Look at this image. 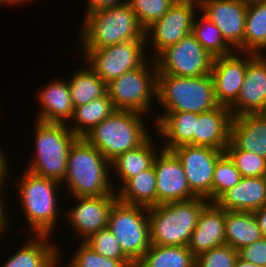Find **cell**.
Wrapping results in <instances>:
<instances>
[{
	"instance_id": "6da1fadb",
	"label": "cell",
	"mask_w": 266,
	"mask_h": 267,
	"mask_svg": "<svg viewBox=\"0 0 266 267\" xmlns=\"http://www.w3.org/2000/svg\"><path fill=\"white\" fill-rule=\"evenodd\" d=\"M111 163L83 137L71 145L63 180L72 197L116 194L109 177Z\"/></svg>"
},
{
	"instance_id": "7a4b0ae2",
	"label": "cell",
	"mask_w": 266,
	"mask_h": 267,
	"mask_svg": "<svg viewBox=\"0 0 266 267\" xmlns=\"http://www.w3.org/2000/svg\"><path fill=\"white\" fill-rule=\"evenodd\" d=\"M85 20V21H84ZM79 49H99L131 40H146L136 14L127 3L85 15Z\"/></svg>"
},
{
	"instance_id": "3957f363",
	"label": "cell",
	"mask_w": 266,
	"mask_h": 267,
	"mask_svg": "<svg viewBox=\"0 0 266 267\" xmlns=\"http://www.w3.org/2000/svg\"><path fill=\"white\" fill-rule=\"evenodd\" d=\"M143 115L132 110H116L83 138L111 163L119 155L138 148L150 137Z\"/></svg>"
},
{
	"instance_id": "277c9868",
	"label": "cell",
	"mask_w": 266,
	"mask_h": 267,
	"mask_svg": "<svg viewBox=\"0 0 266 267\" xmlns=\"http://www.w3.org/2000/svg\"><path fill=\"white\" fill-rule=\"evenodd\" d=\"M209 201L195 197L149 208L150 240L158 246H187L203 207Z\"/></svg>"
},
{
	"instance_id": "5b68a950",
	"label": "cell",
	"mask_w": 266,
	"mask_h": 267,
	"mask_svg": "<svg viewBox=\"0 0 266 267\" xmlns=\"http://www.w3.org/2000/svg\"><path fill=\"white\" fill-rule=\"evenodd\" d=\"M156 100L163 112L200 114L218 106L211 74L188 78L157 74Z\"/></svg>"
},
{
	"instance_id": "8992f818",
	"label": "cell",
	"mask_w": 266,
	"mask_h": 267,
	"mask_svg": "<svg viewBox=\"0 0 266 267\" xmlns=\"http://www.w3.org/2000/svg\"><path fill=\"white\" fill-rule=\"evenodd\" d=\"M35 123V153L26 170L62 183L67 170L70 147L78 136L64 123Z\"/></svg>"
},
{
	"instance_id": "52a82bcc",
	"label": "cell",
	"mask_w": 266,
	"mask_h": 267,
	"mask_svg": "<svg viewBox=\"0 0 266 267\" xmlns=\"http://www.w3.org/2000/svg\"><path fill=\"white\" fill-rule=\"evenodd\" d=\"M22 175L18 183V196L26 220L34 231L33 235H50L57 225L59 212H57L56 190L61 183L35 175L28 170Z\"/></svg>"
},
{
	"instance_id": "ba28073f",
	"label": "cell",
	"mask_w": 266,
	"mask_h": 267,
	"mask_svg": "<svg viewBox=\"0 0 266 267\" xmlns=\"http://www.w3.org/2000/svg\"><path fill=\"white\" fill-rule=\"evenodd\" d=\"M108 227L123 253L136 264L151 246L149 208L119 202L108 215Z\"/></svg>"
},
{
	"instance_id": "9c48e42d",
	"label": "cell",
	"mask_w": 266,
	"mask_h": 267,
	"mask_svg": "<svg viewBox=\"0 0 266 267\" xmlns=\"http://www.w3.org/2000/svg\"><path fill=\"white\" fill-rule=\"evenodd\" d=\"M150 60V63L145 62L107 84V93L117 110L145 114L152 109V99H156L158 71L155 60Z\"/></svg>"
},
{
	"instance_id": "30bf717a",
	"label": "cell",
	"mask_w": 266,
	"mask_h": 267,
	"mask_svg": "<svg viewBox=\"0 0 266 267\" xmlns=\"http://www.w3.org/2000/svg\"><path fill=\"white\" fill-rule=\"evenodd\" d=\"M214 59L192 34L166 47L154 58L157 74L186 78L211 74Z\"/></svg>"
},
{
	"instance_id": "8fae6325",
	"label": "cell",
	"mask_w": 266,
	"mask_h": 267,
	"mask_svg": "<svg viewBox=\"0 0 266 267\" xmlns=\"http://www.w3.org/2000/svg\"><path fill=\"white\" fill-rule=\"evenodd\" d=\"M148 40H131L99 49H80L88 66L106 83L141 67L146 61ZM84 51V52H83Z\"/></svg>"
},
{
	"instance_id": "7c38bea8",
	"label": "cell",
	"mask_w": 266,
	"mask_h": 267,
	"mask_svg": "<svg viewBox=\"0 0 266 267\" xmlns=\"http://www.w3.org/2000/svg\"><path fill=\"white\" fill-rule=\"evenodd\" d=\"M196 8L199 9V0H176L158 21L145 30V39L150 38L155 48L153 59L166 47L191 34Z\"/></svg>"
},
{
	"instance_id": "4fadbf2b",
	"label": "cell",
	"mask_w": 266,
	"mask_h": 267,
	"mask_svg": "<svg viewBox=\"0 0 266 267\" xmlns=\"http://www.w3.org/2000/svg\"><path fill=\"white\" fill-rule=\"evenodd\" d=\"M172 151L182 163L190 190L197 197L212 202L214 169L224 151L195 145H182Z\"/></svg>"
},
{
	"instance_id": "5bb4252c",
	"label": "cell",
	"mask_w": 266,
	"mask_h": 267,
	"mask_svg": "<svg viewBox=\"0 0 266 267\" xmlns=\"http://www.w3.org/2000/svg\"><path fill=\"white\" fill-rule=\"evenodd\" d=\"M199 9L217 26L233 50L243 52L247 10V3L245 1L199 0Z\"/></svg>"
},
{
	"instance_id": "9a60e30c",
	"label": "cell",
	"mask_w": 266,
	"mask_h": 267,
	"mask_svg": "<svg viewBox=\"0 0 266 267\" xmlns=\"http://www.w3.org/2000/svg\"><path fill=\"white\" fill-rule=\"evenodd\" d=\"M158 154L153 163L157 185V205L197 197L190 190L182 163L177 155L163 148Z\"/></svg>"
},
{
	"instance_id": "2e32d148",
	"label": "cell",
	"mask_w": 266,
	"mask_h": 267,
	"mask_svg": "<svg viewBox=\"0 0 266 267\" xmlns=\"http://www.w3.org/2000/svg\"><path fill=\"white\" fill-rule=\"evenodd\" d=\"M262 54L247 53L244 83L237 101L229 108L233 117L266 113V56Z\"/></svg>"
},
{
	"instance_id": "e0dca14e",
	"label": "cell",
	"mask_w": 266,
	"mask_h": 267,
	"mask_svg": "<svg viewBox=\"0 0 266 267\" xmlns=\"http://www.w3.org/2000/svg\"><path fill=\"white\" fill-rule=\"evenodd\" d=\"M242 54L245 59L236 52L214 59L211 76L219 106L230 108L237 101L247 70V55L246 52Z\"/></svg>"
},
{
	"instance_id": "ac0fdd59",
	"label": "cell",
	"mask_w": 266,
	"mask_h": 267,
	"mask_svg": "<svg viewBox=\"0 0 266 267\" xmlns=\"http://www.w3.org/2000/svg\"><path fill=\"white\" fill-rule=\"evenodd\" d=\"M74 198L77 204L68 211V220L84 242L92 234L108 227V215L117 201V194Z\"/></svg>"
},
{
	"instance_id": "d6986e66",
	"label": "cell",
	"mask_w": 266,
	"mask_h": 267,
	"mask_svg": "<svg viewBox=\"0 0 266 267\" xmlns=\"http://www.w3.org/2000/svg\"><path fill=\"white\" fill-rule=\"evenodd\" d=\"M225 213L226 210L215 202H208L203 207L187 245L195 257L226 244Z\"/></svg>"
},
{
	"instance_id": "ffe728a7",
	"label": "cell",
	"mask_w": 266,
	"mask_h": 267,
	"mask_svg": "<svg viewBox=\"0 0 266 267\" xmlns=\"http://www.w3.org/2000/svg\"><path fill=\"white\" fill-rule=\"evenodd\" d=\"M232 113L229 108H216L198 114L194 145L225 151L230 141Z\"/></svg>"
},
{
	"instance_id": "44dd1931",
	"label": "cell",
	"mask_w": 266,
	"mask_h": 267,
	"mask_svg": "<svg viewBox=\"0 0 266 267\" xmlns=\"http://www.w3.org/2000/svg\"><path fill=\"white\" fill-rule=\"evenodd\" d=\"M215 203L226 211L253 212L266 205V176L241 177Z\"/></svg>"
},
{
	"instance_id": "7402d4cb",
	"label": "cell",
	"mask_w": 266,
	"mask_h": 267,
	"mask_svg": "<svg viewBox=\"0 0 266 267\" xmlns=\"http://www.w3.org/2000/svg\"><path fill=\"white\" fill-rule=\"evenodd\" d=\"M230 141L238 149L266 158V113L233 117Z\"/></svg>"
},
{
	"instance_id": "603a6c76",
	"label": "cell",
	"mask_w": 266,
	"mask_h": 267,
	"mask_svg": "<svg viewBox=\"0 0 266 267\" xmlns=\"http://www.w3.org/2000/svg\"><path fill=\"white\" fill-rule=\"evenodd\" d=\"M54 81V82H53ZM40 90V111L37 121L46 123H64L71 119L74 106L70 95L68 81L55 79Z\"/></svg>"
},
{
	"instance_id": "cb8c5ba5",
	"label": "cell",
	"mask_w": 266,
	"mask_h": 267,
	"mask_svg": "<svg viewBox=\"0 0 266 267\" xmlns=\"http://www.w3.org/2000/svg\"><path fill=\"white\" fill-rule=\"evenodd\" d=\"M198 114L191 112H164L155 120L159 135L164 137L165 150L172 151L182 145H194Z\"/></svg>"
},
{
	"instance_id": "d4e9b609",
	"label": "cell",
	"mask_w": 266,
	"mask_h": 267,
	"mask_svg": "<svg viewBox=\"0 0 266 267\" xmlns=\"http://www.w3.org/2000/svg\"><path fill=\"white\" fill-rule=\"evenodd\" d=\"M51 235H32L24 247L10 256L2 267H57L58 249L50 242ZM48 243V244H47Z\"/></svg>"
},
{
	"instance_id": "484cf974",
	"label": "cell",
	"mask_w": 266,
	"mask_h": 267,
	"mask_svg": "<svg viewBox=\"0 0 266 267\" xmlns=\"http://www.w3.org/2000/svg\"><path fill=\"white\" fill-rule=\"evenodd\" d=\"M120 190L117 200L124 204L151 208L157 206V185L154 166L129 178Z\"/></svg>"
},
{
	"instance_id": "4316f807",
	"label": "cell",
	"mask_w": 266,
	"mask_h": 267,
	"mask_svg": "<svg viewBox=\"0 0 266 267\" xmlns=\"http://www.w3.org/2000/svg\"><path fill=\"white\" fill-rule=\"evenodd\" d=\"M262 236L258 222L249 211H226L225 242L235 250L250 245Z\"/></svg>"
},
{
	"instance_id": "83f0119b",
	"label": "cell",
	"mask_w": 266,
	"mask_h": 267,
	"mask_svg": "<svg viewBox=\"0 0 266 267\" xmlns=\"http://www.w3.org/2000/svg\"><path fill=\"white\" fill-rule=\"evenodd\" d=\"M153 139L149 137L138 148L127 151L119 155L111 162V170H116L115 173L122 181V185L131 177L137 175L139 172L145 171L153 166L155 153L153 148ZM154 150V151H153Z\"/></svg>"
},
{
	"instance_id": "f1b7e54d",
	"label": "cell",
	"mask_w": 266,
	"mask_h": 267,
	"mask_svg": "<svg viewBox=\"0 0 266 267\" xmlns=\"http://www.w3.org/2000/svg\"><path fill=\"white\" fill-rule=\"evenodd\" d=\"M116 110L108 93H106L104 96L88 104L75 107L71 117L72 119H70L75 121L73 124L74 127L71 125L67 126L78 137H83L93 127L112 115Z\"/></svg>"
},
{
	"instance_id": "f546056e",
	"label": "cell",
	"mask_w": 266,
	"mask_h": 267,
	"mask_svg": "<svg viewBox=\"0 0 266 267\" xmlns=\"http://www.w3.org/2000/svg\"><path fill=\"white\" fill-rule=\"evenodd\" d=\"M135 267H195V256L188 246L151 244Z\"/></svg>"
},
{
	"instance_id": "4dcf8cb0",
	"label": "cell",
	"mask_w": 266,
	"mask_h": 267,
	"mask_svg": "<svg viewBox=\"0 0 266 267\" xmlns=\"http://www.w3.org/2000/svg\"><path fill=\"white\" fill-rule=\"evenodd\" d=\"M266 50V2L247 3L243 52L261 54Z\"/></svg>"
},
{
	"instance_id": "1f68e13d",
	"label": "cell",
	"mask_w": 266,
	"mask_h": 267,
	"mask_svg": "<svg viewBox=\"0 0 266 267\" xmlns=\"http://www.w3.org/2000/svg\"><path fill=\"white\" fill-rule=\"evenodd\" d=\"M81 68L69 81L70 95L74 108L88 104L107 93V84L88 66Z\"/></svg>"
},
{
	"instance_id": "d6a6232c",
	"label": "cell",
	"mask_w": 266,
	"mask_h": 267,
	"mask_svg": "<svg viewBox=\"0 0 266 267\" xmlns=\"http://www.w3.org/2000/svg\"><path fill=\"white\" fill-rule=\"evenodd\" d=\"M193 19L191 34L213 57L232 54L235 50L226 42L217 26L204 14Z\"/></svg>"
},
{
	"instance_id": "836d02e7",
	"label": "cell",
	"mask_w": 266,
	"mask_h": 267,
	"mask_svg": "<svg viewBox=\"0 0 266 267\" xmlns=\"http://www.w3.org/2000/svg\"><path fill=\"white\" fill-rule=\"evenodd\" d=\"M224 152L230 157L241 177L266 176V158L238 149L231 141Z\"/></svg>"
},
{
	"instance_id": "e575fe53",
	"label": "cell",
	"mask_w": 266,
	"mask_h": 267,
	"mask_svg": "<svg viewBox=\"0 0 266 267\" xmlns=\"http://www.w3.org/2000/svg\"><path fill=\"white\" fill-rule=\"evenodd\" d=\"M241 179V174L224 152L217 160L212 182V202L231 189Z\"/></svg>"
},
{
	"instance_id": "d590c367",
	"label": "cell",
	"mask_w": 266,
	"mask_h": 267,
	"mask_svg": "<svg viewBox=\"0 0 266 267\" xmlns=\"http://www.w3.org/2000/svg\"><path fill=\"white\" fill-rule=\"evenodd\" d=\"M68 267H135L130 259L106 258L82 241Z\"/></svg>"
},
{
	"instance_id": "8d00e7d4",
	"label": "cell",
	"mask_w": 266,
	"mask_h": 267,
	"mask_svg": "<svg viewBox=\"0 0 266 267\" xmlns=\"http://www.w3.org/2000/svg\"><path fill=\"white\" fill-rule=\"evenodd\" d=\"M176 0H127L126 3L136 14L141 27L146 30L158 21Z\"/></svg>"
},
{
	"instance_id": "74e56055",
	"label": "cell",
	"mask_w": 266,
	"mask_h": 267,
	"mask_svg": "<svg viewBox=\"0 0 266 267\" xmlns=\"http://www.w3.org/2000/svg\"><path fill=\"white\" fill-rule=\"evenodd\" d=\"M100 255L111 259H129L122 251L116 236L109 227L92 234L84 241Z\"/></svg>"
},
{
	"instance_id": "f35d334b",
	"label": "cell",
	"mask_w": 266,
	"mask_h": 267,
	"mask_svg": "<svg viewBox=\"0 0 266 267\" xmlns=\"http://www.w3.org/2000/svg\"><path fill=\"white\" fill-rule=\"evenodd\" d=\"M238 251L222 245L195 257V267H234Z\"/></svg>"
},
{
	"instance_id": "ab89813d",
	"label": "cell",
	"mask_w": 266,
	"mask_h": 267,
	"mask_svg": "<svg viewBox=\"0 0 266 267\" xmlns=\"http://www.w3.org/2000/svg\"><path fill=\"white\" fill-rule=\"evenodd\" d=\"M238 257L259 267H266V237L263 236L252 244L239 249Z\"/></svg>"
},
{
	"instance_id": "60d3db41",
	"label": "cell",
	"mask_w": 266,
	"mask_h": 267,
	"mask_svg": "<svg viewBox=\"0 0 266 267\" xmlns=\"http://www.w3.org/2000/svg\"><path fill=\"white\" fill-rule=\"evenodd\" d=\"M127 0H88L85 14L126 3Z\"/></svg>"
},
{
	"instance_id": "b9f144b4",
	"label": "cell",
	"mask_w": 266,
	"mask_h": 267,
	"mask_svg": "<svg viewBox=\"0 0 266 267\" xmlns=\"http://www.w3.org/2000/svg\"><path fill=\"white\" fill-rule=\"evenodd\" d=\"M3 186L5 187V185H0V236L3 235L2 232L4 233L7 230L6 227L9 226V224L7 225L8 218L6 217H8V215L6 216V212H5L6 207H5L4 201H2L4 199L1 198L3 197L2 196L3 195L2 189L4 188Z\"/></svg>"
},
{
	"instance_id": "7bdbcfd3",
	"label": "cell",
	"mask_w": 266,
	"mask_h": 267,
	"mask_svg": "<svg viewBox=\"0 0 266 267\" xmlns=\"http://www.w3.org/2000/svg\"><path fill=\"white\" fill-rule=\"evenodd\" d=\"M253 214L258 222L262 236L266 237V205L253 211Z\"/></svg>"
},
{
	"instance_id": "ee69618b",
	"label": "cell",
	"mask_w": 266,
	"mask_h": 267,
	"mask_svg": "<svg viewBox=\"0 0 266 267\" xmlns=\"http://www.w3.org/2000/svg\"><path fill=\"white\" fill-rule=\"evenodd\" d=\"M1 149V147H0ZM3 151L0 150V185H4L6 183V177L8 174H6V172H8V165H7V161H6V156H4V153H2ZM5 182V183H4Z\"/></svg>"
},
{
	"instance_id": "f6af8a7d",
	"label": "cell",
	"mask_w": 266,
	"mask_h": 267,
	"mask_svg": "<svg viewBox=\"0 0 266 267\" xmlns=\"http://www.w3.org/2000/svg\"><path fill=\"white\" fill-rule=\"evenodd\" d=\"M234 267H259V266L252 264V263H249V262H246V261H244L238 257L236 262H235Z\"/></svg>"
},
{
	"instance_id": "bcb514c9",
	"label": "cell",
	"mask_w": 266,
	"mask_h": 267,
	"mask_svg": "<svg viewBox=\"0 0 266 267\" xmlns=\"http://www.w3.org/2000/svg\"><path fill=\"white\" fill-rule=\"evenodd\" d=\"M29 1V0H28ZM27 2V0H0V4H22Z\"/></svg>"
},
{
	"instance_id": "7dc6e473",
	"label": "cell",
	"mask_w": 266,
	"mask_h": 267,
	"mask_svg": "<svg viewBox=\"0 0 266 267\" xmlns=\"http://www.w3.org/2000/svg\"><path fill=\"white\" fill-rule=\"evenodd\" d=\"M245 1L246 3H253V2H266V0H242Z\"/></svg>"
}]
</instances>
